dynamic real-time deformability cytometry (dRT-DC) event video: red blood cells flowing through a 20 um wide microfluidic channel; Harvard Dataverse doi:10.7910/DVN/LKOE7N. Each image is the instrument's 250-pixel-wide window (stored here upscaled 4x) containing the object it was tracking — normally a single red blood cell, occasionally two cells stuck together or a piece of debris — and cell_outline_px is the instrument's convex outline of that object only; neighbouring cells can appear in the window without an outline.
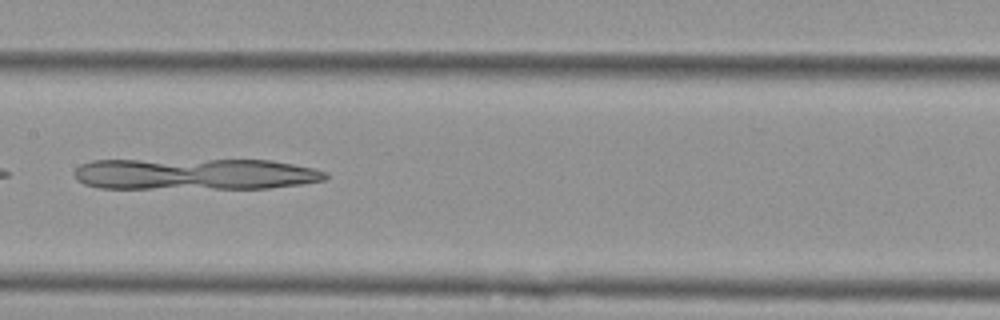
{"species": "Egyptian fruit bat (a non-hibernating species)", "species_latin": "Rousettus aegyptiacus", "temperature_condition": "cold", "stored_images_in_passage": 37, "camera_frame_rate_fps": 3000, "um_per_image_px": 0.085, "animal": {"sex": "female"}, "frame": {"image": 1, "passage_image": 11, "time_ms": 3.333, "image_size_px": [1000, 320], "cell_outline_px": [[328, 176], [324, 180], [300, 184], [268, 188], [100, 188], [84, 184], [76, 180], [76, 168], [80, 164], [92, 160], [272, 160], [312, 168], [328, 172]], "centroid_in_image_um": [16.56, 14.79], "position_along_channel_um": 190.8, "area_um2": 45.95}}